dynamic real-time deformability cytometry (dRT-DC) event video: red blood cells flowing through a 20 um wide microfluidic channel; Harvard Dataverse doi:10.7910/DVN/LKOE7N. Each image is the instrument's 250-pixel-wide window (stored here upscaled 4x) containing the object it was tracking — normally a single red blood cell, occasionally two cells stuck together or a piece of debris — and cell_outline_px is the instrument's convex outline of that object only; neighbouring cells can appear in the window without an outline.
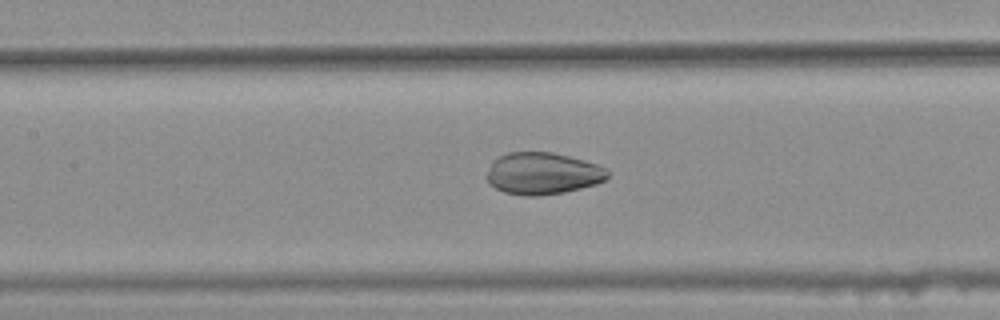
{"species": "common noctule bat (a hibernating species)", "species_latin": "Nyctalus noctula", "temperature_condition": "warm", "stored_images_in_passage": 33, "camera_frame_rate_fps": 3000, "um_per_image_px": 0.085, "animal": {"sex": "female", "body_mass_g": 25.1}, "frame": {"image": 1, "passage_image": 12, "time_ms": 3.667, "image_size_px": [1000, 320], "cell_outline_px": [[612, 172], [604, 180], [596, 184], [564, 192], [536, 196], [524, 196], [504, 192], [488, 184], [484, 176], [492, 160], [508, 152], [552, 152], [584, 160], [596, 164]], "centroid_in_image_um": [46.08, 14.74], "position_along_channel_um": 161.3, "area_um2": 29.77}}
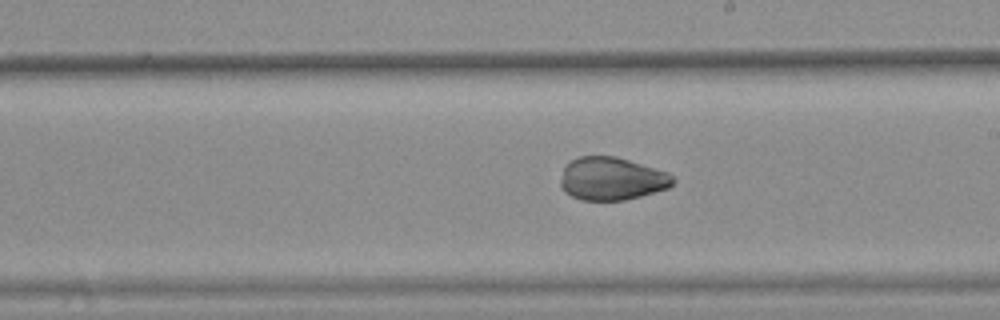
{"frame": {"image": 2, "passage_image": 18, "time_ms": 5.667, "image_size_px": [1000, 320], "cell_outline_px": [[676, 180], [668, 188], [640, 196], [624, 200], [580, 200], [564, 192], [560, 188], [560, 180], [564, 168], [572, 160], [580, 156], [616, 156], [668, 172]], "centroid_in_image_um": [51.98, 15.19], "position_along_channel_um": 237.0, "area_um2": 28.09}}
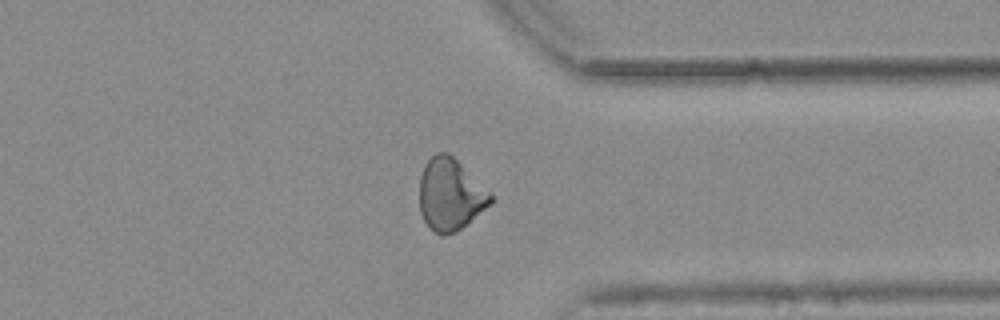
{"frame": {"image": 3, "passage_image": 29, "time_ms": 9.333, "image_size_px": [1000, 320], "cell_outline_px": [[496, 200], [492, 204], [456, 232], [436, 232], [424, 220], [420, 212], [420, 176], [424, 164], [436, 152], [448, 152], [492, 192]], "centroid_in_image_um": [38.32, 16.49], "position_along_channel_um": 373.1, "area_um2": 29.77}, "authors_computed_cell_mechanics": {"area_um2": 29.5358, "velocity_mm_per_s": 3.7982, "shape_relaxation_time_tau1_ms": null, "shape_relaxation_time_tau2_ms": 1.8583, "deformation_change_tau1": null, "deformation_change_tau2": 0.0603}}